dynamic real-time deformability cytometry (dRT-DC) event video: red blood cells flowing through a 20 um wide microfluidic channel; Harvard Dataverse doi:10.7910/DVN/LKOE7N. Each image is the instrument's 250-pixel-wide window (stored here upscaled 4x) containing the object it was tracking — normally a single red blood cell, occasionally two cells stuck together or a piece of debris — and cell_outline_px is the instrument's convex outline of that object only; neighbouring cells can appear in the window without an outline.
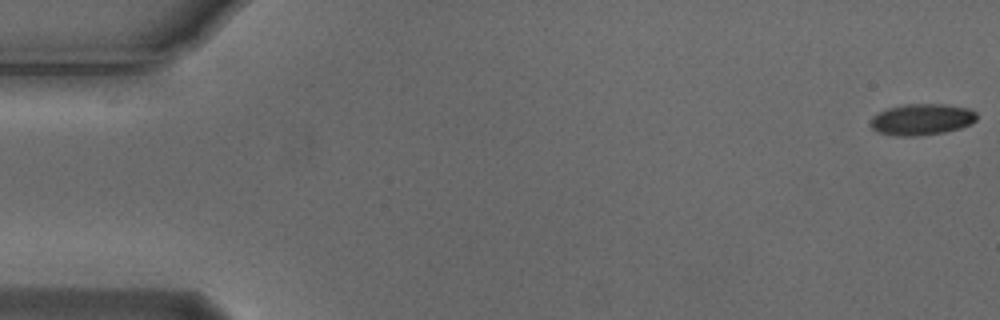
{"species": "Egyptian fruit bat (a non-hibernating species)", "species_latin": "Rousettus aegyptiacus", "temperature_condition": "cold", "stored_images_in_passage": 53, "camera_frame_rate_fps": 3000, "um_per_image_px": 0.085, "animal": {"sex": "male"}, "frame": {"image": 1, "passage_image": 1, "time_ms": 0.0, "image_size_px": [1000, 320], "cell_outline_px": [[976, 120], [972, 124], [960, 128], [944, 132], [916, 136], [896, 136], [880, 132], [872, 128], [868, 124], [872, 116], [888, 108], [904, 104], [944, 104], [968, 108], [976, 112]], "centroid_in_image_um": [78.34, 10.15], "position_along_channel_um": 6.7, "area_um2": 19.42}}
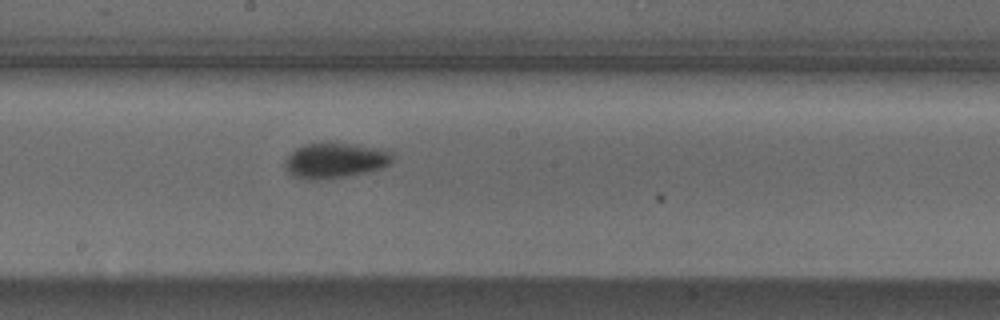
{"frame": {"image": 2, "passage_image": 30, "time_ms": 9.667, "image_size_px": [1000, 320], "cell_outline_px": [[392, 164], [384, 168], [368, 172], [344, 176], [316, 180], [308, 180], [292, 176], [288, 172], [284, 164], [284, 160], [296, 148], [308, 144], [332, 140], [376, 148], [392, 152]], "centroid_in_image_um": [28.48, 13.62], "position_along_channel_um": 219.7, "area_um2": 22.54}}
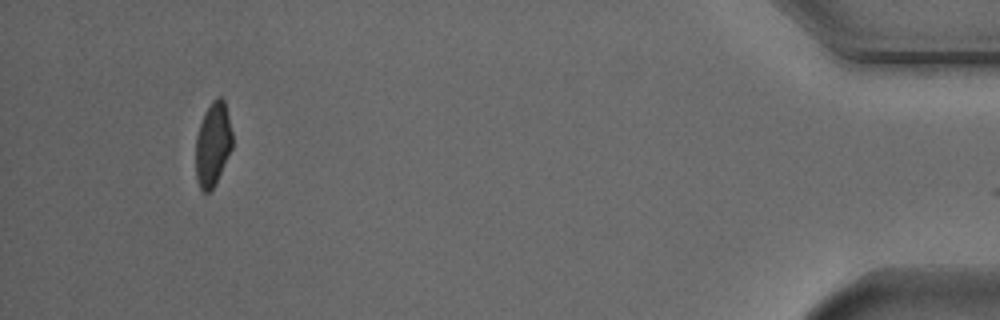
{"frame": {"image": 3, "passage_image": 52, "time_ms": 17.0, "image_size_px": [1000, 320], "cell_outline_px": [[232, 148], [212, 188], [208, 192], [204, 192], [200, 188], [196, 180], [196, 136], [204, 112], [212, 100], [216, 96], [220, 96], [224, 100], [232, 132]], "centroid_in_image_um": [18.08, 12.21], "position_along_channel_um": 417.1, "area_um2": 17.69}, "authors_computed_cell_mechanics": {"area_um2": 20.23, "velocity_mm_per_s": 3.7201, "shape_relaxation_time_tau1_ms": 3.3589, "shape_relaxation_time_tau2_ms": null, "deformation_change_tau1": 0.0965, "deformation_change_tau2": null}}